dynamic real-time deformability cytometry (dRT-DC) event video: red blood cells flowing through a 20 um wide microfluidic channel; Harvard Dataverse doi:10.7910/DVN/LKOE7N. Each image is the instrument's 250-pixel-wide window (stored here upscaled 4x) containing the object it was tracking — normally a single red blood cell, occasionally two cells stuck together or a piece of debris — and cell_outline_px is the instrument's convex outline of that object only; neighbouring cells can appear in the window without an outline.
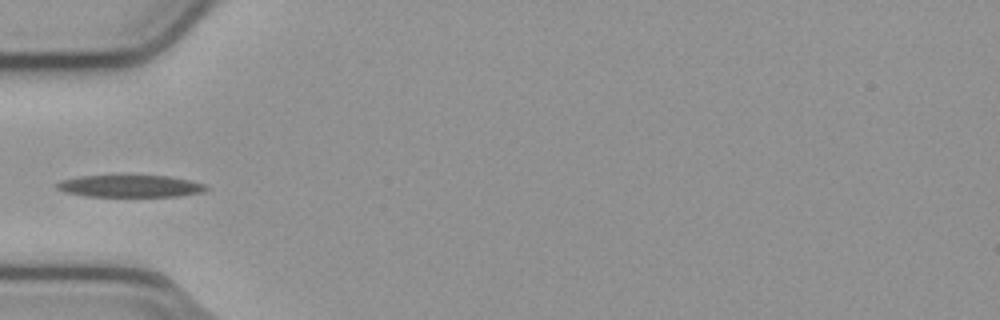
{"species": "common noctule bat (a hibernating species)", "species_latin": "Nyctalus noctula", "temperature_condition": "cold", "stored_images_in_passage": 30, "camera_frame_rate_fps": 3000, "um_per_image_px": 0.085, "animal": {"sex": "male", "body_mass_g": 23.1, "forearm_length_mm": 52.7}, "frame": {"image": 1, "passage_image": 1, "time_ms": 0.0, "image_size_px": [1000, 320], "cell_outline_px": [[212, 188], [204, 192], [180, 196], [84, 196], [64, 192], [56, 188], [52, 184], [60, 180], [80, 176], [168, 176], [192, 180], [204, 184]], "centroid_in_image_um": [11.07, 15.82], "position_along_channel_um": 73.9, "area_um2": 19.42}}
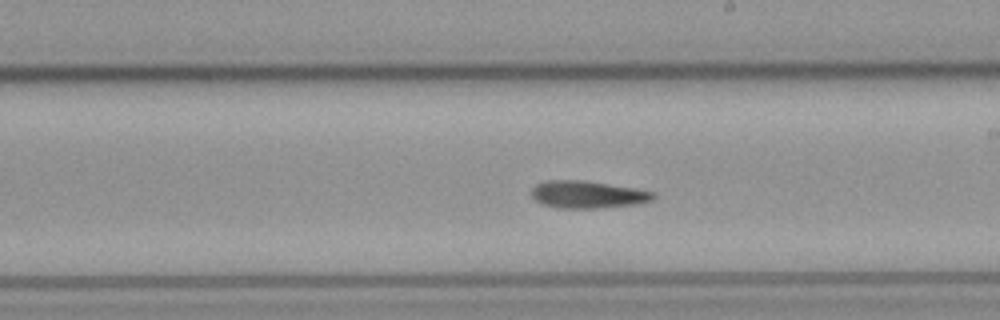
{"frame": {"image": 2, "passage_image": 14, "time_ms": 4.333, "image_size_px": [1000, 320], "cell_outline_px": [[656, 196], [652, 200], [636, 204], [596, 208], [556, 208], [540, 204], [532, 196], [532, 188], [536, 184], [548, 180], [584, 180], [656, 192]], "centroid_in_image_um": [49.92, 16.54], "position_along_channel_um": 239.1, "area_um2": 19.36}}
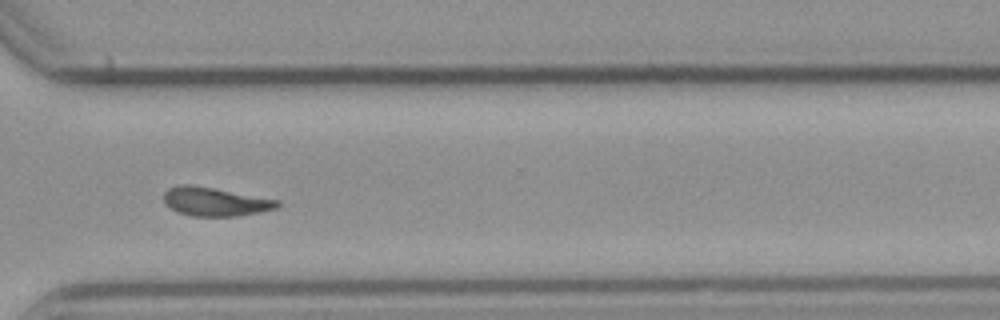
{"frame": {"image": 3, "passage_image": 23, "time_ms": 7.333, "image_size_px": [1000, 320], "cell_outline_px": [[280, 204], [276, 208], [260, 212], [236, 216], [192, 216], [176, 212], [164, 204], [164, 192], [168, 188], [180, 184], [188, 184], [212, 188], [280, 200]], "centroid_in_image_um": [18.24, 17.14], "position_along_channel_um": 352.4, "area_um2": 18.96}}